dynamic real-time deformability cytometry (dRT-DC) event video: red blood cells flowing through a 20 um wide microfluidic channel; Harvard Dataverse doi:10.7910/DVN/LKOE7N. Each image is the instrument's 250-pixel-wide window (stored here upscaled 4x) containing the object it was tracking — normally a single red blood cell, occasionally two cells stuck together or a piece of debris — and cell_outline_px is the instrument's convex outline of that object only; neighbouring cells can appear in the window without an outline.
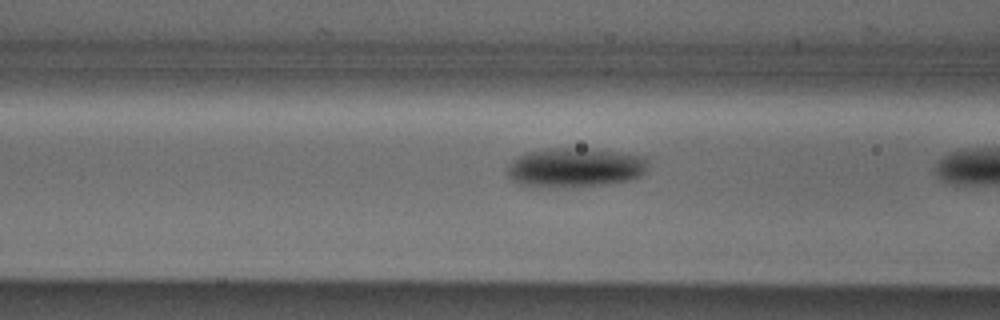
{"species": "Egyptian fruit bat (a non-hibernating species)", "species_latin": "Rousettus aegyptiacus", "temperature_condition": "cold", "stored_images_in_passage": 8, "camera_frame_rate_fps": 3000, "um_per_image_px": 0.085, "animal": {"sex": "male"}, "frame": {"image": 1, "passage_image": 7, "time_ms": 2.0, "image_size_px": [1000, 320], "cell_outline_px": [[648, 160], [644, 172], [640, 176], [632, 180], [612, 184], [572, 188], [536, 188], [520, 184], [512, 180], [508, 176], [508, 168], [512, 160], [528, 152], [544, 148], [588, 148], [620, 152], [644, 156]], "centroid_in_image_um": [48.88, 14.27], "position_along_channel_um": 117.7, "area_um2": 33.12}}